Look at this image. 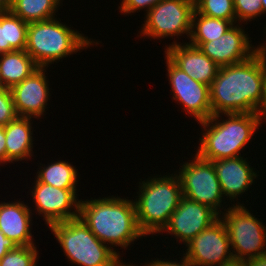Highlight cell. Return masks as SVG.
I'll return each instance as SVG.
<instances>
[{
	"mask_svg": "<svg viewBox=\"0 0 266 266\" xmlns=\"http://www.w3.org/2000/svg\"><path fill=\"white\" fill-rule=\"evenodd\" d=\"M266 67L256 54L240 63L221 66L210 85L212 115L260 113Z\"/></svg>",
	"mask_w": 266,
	"mask_h": 266,
	"instance_id": "1",
	"label": "cell"
},
{
	"mask_svg": "<svg viewBox=\"0 0 266 266\" xmlns=\"http://www.w3.org/2000/svg\"><path fill=\"white\" fill-rule=\"evenodd\" d=\"M79 218L104 244L125 250L135 240L147 237L137 222L134 200L121 197H99L80 201ZM110 244V245H109Z\"/></svg>",
	"mask_w": 266,
	"mask_h": 266,
	"instance_id": "2",
	"label": "cell"
},
{
	"mask_svg": "<svg viewBox=\"0 0 266 266\" xmlns=\"http://www.w3.org/2000/svg\"><path fill=\"white\" fill-rule=\"evenodd\" d=\"M223 115L227 116L226 119L221 118ZM262 121L258 113L212 115L198 123L203 128V134L199 138L196 154L208 161L241 156L240 151L253 139L252 136L262 126Z\"/></svg>",
	"mask_w": 266,
	"mask_h": 266,
	"instance_id": "3",
	"label": "cell"
},
{
	"mask_svg": "<svg viewBox=\"0 0 266 266\" xmlns=\"http://www.w3.org/2000/svg\"><path fill=\"white\" fill-rule=\"evenodd\" d=\"M173 174L154 175L139 182L134 203L138 226L144 235L159 234L183 197L180 180Z\"/></svg>",
	"mask_w": 266,
	"mask_h": 266,
	"instance_id": "4",
	"label": "cell"
},
{
	"mask_svg": "<svg viewBox=\"0 0 266 266\" xmlns=\"http://www.w3.org/2000/svg\"><path fill=\"white\" fill-rule=\"evenodd\" d=\"M84 36L55 17L31 22L27 28L25 51L39 67H49L64 57L99 44V41H91V38Z\"/></svg>",
	"mask_w": 266,
	"mask_h": 266,
	"instance_id": "5",
	"label": "cell"
},
{
	"mask_svg": "<svg viewBox=\"0 0 266 266\" xmlns=\"http://www.w3.org/2000/svg\"><path fill=\"white\" fill-rule=\"evenodd\" d=\"M72 264L80 266H117L120 254L102 243L78 217L48 226Z\"/></svg>",
	"mask_w": 266,
	"mask_h": 266,
	"instance_id": "6",
	"label": "cell"
},
{
	"mask_svg": "<svg viewBox=\"0 0 266 266\" xmlns=\"http://www.w3.org/2000/svg\"><path fill=\"white\" fill-rule=\"evenodd\" d=\"M236 204V205H235ZM220 218L226 225L234 258L248 260L266 253V226L247 207L234 203Z\"/></svg>",
	"mask_w": 266,
	"mask_h": 266,
	"instance_id": "7",
	"label": "cell"
},
{
	"mask_svg": "<svg viewBox=\"0 0 266 266\" xmlns=\"http://www.w3.org/2000/svg\"><path fill=\"white\" fill-rule=\"evenodd\" d=\"M192 159L188 160L189 162H183L178 173L176 170L183 196L205 204L221 215L222 210L227 209H224L222 204L224 196L213 162L202 159L196 153Z\"/></svg>",
	"mask_w": 266,
	"mask_h": 266,
	"instance_id": "8",
	"label": "cell"
},
{
	"mask_svg": "<svg viewBox=\"0 0 266 266\" xmlns=\"http://www.w3.org/2000/svg\"><path fill=\"white\" fill-rule=\"evenodd\" d=\"M195 4L191 0H161L147 13L140 32L144 38L161 39L186 34L190 38Z\"/></svg>",
	"mask_w": 266,
	"mask_h": 266,
	"instance_id": "9",
	"label": "cell"
},
{
	"mask_svg": "<svg viewBox=\"0 0 266 266\" xmlns=\"http://www.w3.org/2000/svg\"><path fill=\"white\" fill-rule=\"evenodd\" d=\"M168 79L173 93V100L178 101L184 111L202 122L212 116L210 86L193 80L188 74L177 67L166 55Z\"/></svg>",
	"mask_w": 266,
	"mask_h": 266,
	"instance_id": "10",
	"label": "cell"
},
{
	"mask_svg": "<svg viewBox=\"0 0 266 266\" xmlns=\"http://www.w3.org/2000/svg\"><path fill=\"white\" fill-rule=\"evenodd\" d=\"M30 195L36 214L44 217L47 226L79 217L80 201L77 189H61L40 182L36 177ZM74 209V210H73Z\"/></svg>",
	"mask_w": 266,
	"mask_h": 266,
	"instance_id": "11",
	"label": "cell"
},
{
	"mask_svg": "<svg viewBox=\"0 0 266 266\" xmlns=\"http://www.w3.org/2000/svg\"><path fill=\"white\" fill-rule=\"evenodd\" d=\"M185 247L184 255L196 266H220L234 258L226 225L220 217Z\"/></svg>",
	"mask_w": 266,
	"mask_h": 266,
	"instance_id": "12",
	"label": "cell"
},
{
	"mask_svg": "<svg viewBox=\"0 0 266 266\" xmlns=\"http://www.w3.org/2000/svg\"><path fill=\"white\" fill-rule=\"evenodd\" d=\"M219 217L220 215L211 207L183 196L160 234L166 231L169 235L175 236L176 242L179 240V244L182 242L186 245Z\"/></svg>",
	"mask_w": 266,
	"mask_h": 266,
	"instance_id": "13",
	"label": "cell"
},
{
	"mask_svg": "<svg viewBox=\"0 0 266 266\" xmlns=\"http://www.w3.org/2000/svg\"><path fill=\"white\" fill-rule=\"evenodd\" d=\"M240 25L235 23L220 38L212 41L188 43L198 47L219 67L240 63L255 54V47L249 41L251 38Z\"/></svg>",
	"mask_w": 266,
	"mask_h": 266,
	"instance_id": "14",
	"label": "cell"
},
{
	"mask_svg": "<svg viewBox=\"0 0 266 266\" xmlns=\"http://www.w3.org/2000/svg\"><path fill=\"white\" fill-rule=\"evenodd\" d=\"M46 69L47 67H39L29 77L10 88L18 116L36 119L44 116L51 96Z\"/></svg>",
	"mask_w": 266,
	"mask_h": 266,
	"instance_id": "15",
	"label": "cell"
},
{
	"mask_svg": "<svg viewBox=\"0 0 266 266\" xmlns=\"http://www.w3.org/2000/svg\"><path fill=\"white\" fill-rule=\"evenodd\" d=\"M180 43V44H179ZM167 47V48H166ZM165 55L193 80L210 86L219 70V66L198 47L173 41L165 45Z\"/></svg>",
	"mask_w": 266,
	"mask_h": 266,
	"instance_id": "16",
	"label": "cell"
},
{
	"mask_svg": "<svg viewBox=\"0 0 266 266\" xmlns=\"http://www.w3.org/2000/svg\"><path fill=\"white\" fill-rule=\"evenodd\" d=\"M216 170L217 178L224 198L231 202L239 200L238 197L248 191L255 179L259 176L247 162V157L237 156L233 158L212 161ZM227 196V197H225ZM233 200V201H232Z\"/></svg>",
	"mask_w": 266,
	"mask_h": 266,
	"instance_id": "17",
	"label": "cell"
},
{
	"mask_svg": "<svg viewBox=\"0 0 266 266\" xmlns=\"http://www.w3.org/2000/svg\"><path fill=\"white\" fill-rule=\"evenodd\" d=\"M31 208L20 202V199L0 203V231L17 246L35 245L31 233L33 225Z\"/></svg>",
	"mask_w": 266,
	"mask_h": 266,
	"instance_id": "18",
	"label": "cell"
},
{
	"mask_svg": "<svg viewBox=\"0 0 266 266\" xmlns=\"http://www.w3.org/2000/svg\"><path fill=\"white\" fill-rule=\"evenodd\" d=\"M32 118L17 116L4 126L6 138V164L29 160L33 156ZM32 130V131H31ZM14 161V162H13Z\"/></svg>",
	"mask_w": 266,
	"mask_h": 266,
	"instance_id": "19",
	"label": "cell"
},
{
	"mask_svg": "<svg viewBox=\"0 0 266 266\" xmlns=\"http://www.w3.org/2000/svg\"><path fill=\"white\" fill-rule=\"evenodd\" d=\"M39 66L25 50L0 54V85L11 88L29 77Z\"/></svg>",
	"mask_w": 266,
	"mask_h": 266,
	"instance_id": "20",
	"label": "cell"
},
{
	"mask_svg": "<svg viewBox=\"0 0 266 266\" xmlns=\"http://www.w3.org/2000/svg\"><path fill=\"white\" fill-rule=\"evenodd\" d=\"M28 24L11 11L0 13V54L26 49Z\"/></svg>",
	"mask_w": 266,
	"mask_h": 266,
	"instance_id": "21",
	"label": "cell"
},
{
	"mask_svg": "<svg viewBox=\"0 0 266 266\" xmlns=\"http://www.w3.org/2000/svg\"><path fill=\"white\" fill-rule=\"evenodd\" d=\"M40 164V170L36 174V178L45 184L61 189H76L78 184V171L76 167L68 161L58 160L50 164Z\"/></svg>",
	"mask_w": 266,
	"mask_h": 266,
	"instance_id": "22",
	"label": "cell"
},
{
	"mask_svg": "<svg viewBox=\"0 0 266 266\" xmlns=\"http://www.w3.org/2000/svg\"><path fill=\"white\" fill-rule=\"evenodd\" d=\"M62 0H12L10 11L27 23L54 18Z\"/></svg>",
	"mask_w": 266,
	"mask_h": 266,
	"instance_id": "23",
	"label": "cell"
},
{
	"mask_svg": "<svg viewBox=\"0 0 266 266\" xmlns=\"http://www.w3.org/2000/svg\"><path fill=\"white\" fill-rule=\"evenodd\" d=\"M236 21L205 16L194 11L189 42H209L220 38Z\"/></svg>",
	"mask_w": 266,
	"mask_h": 266,
	"instance_id": "24",
	"label": "cell"
},
{
	"mask_svg": "<svg viewBox=\"0 0 266 266\" xmlns=\"http://www.w3.org/2000/svg\"><path fill=\"white\" fill-rule=\"evenodd\" d=\"M195 11L208 17L236 21L233 0H197Z\"/></svg>",
	"mask_w": 266,
	"mask_h": 266,
	"instance_id": "25",
	"label": "cell"
},
{
	"mask_svg": "<svg viewBox=\"0 0 266 266\" xmlns=\"http://www.w3.org/2000/svg\"><path fill=\"white\" fill-rule=\"evenodd\" d=\"M38 252L36 245L17 246L0 259V266H37Z\"/></svg>",
	"mask_w": 266,
	"mask_h": 266,
	"instance_id": "26",
	"label": "cell"
},
{
	"mask_svg": "<svg viewBox=\"0 0 266 266\" xmlns=\"http://www.w3.org/2000/svg\"><path fill=\"white\" fill-rule=\"evenodd\" d=\"M236 23L254 21L263 15L261 0H233ZM252 19V20H251Z\"/></svg>",
	"mask_w": 266,
	"mask_h": 266,
	"instance_id": "27",
	"label": "cell"
},
{
	"mask_svg": "<svg viewBox=\"0 0 266 266\" xmlns=\"http://www.w3.org/2000/svg\"><path fill=\"white\" fill-rule=\"evenodd\" d=\"M17 116L10 88L0 86V126H6Z\"/></svg>",
	"mask_w": 266,
	"mask_h": 266,
	"instance_id": "28",
	"label": "cell"
},
{
	"mask_svg": "<svg viewBox=\"0 0 266 266\" xmlns=\"http://www.w3.org/2000/svg\"><path fill=\"white\" fill-rule=\"evenodd\" d=\"M161 0H121L120 5L118 6L120 9V13H123L124 15H128L131 13H137L140 12L142 9H146V13L153 8L158 2Z\"/></svg>",
	"mask_w": 266,
	"mask_h": 266,
	"instance_id": "29",
	"label": "cell"
},
{
	"mask_svg": "<svg viewBox=\"0 0 266 266\" xmlns=\"http://www.w3.org/2000/svg\"><path fill=\"white\" fill-rule=\"evenodd\" d=\"M183 258H181V261L180 262H177V261H171L170 260H166V259H161L159 260L156 258L150 262V263H146L145 262V265L146 266H196L191 260H189L184 254L182 256Z\"/></svg>",
	"mask_w": 266,
	"mask_h": 266,
	"instance_id": "30",
	"label": "cell"
},
{
	"mask_svg": "<svg viewBox=\"0 0 266 266\" xmlns=\"http://www.w3.org/2000/svg\"><path fill=\"white\" fill-rule=\"evenodd\" d=\"M17 247L15 242L11 239H8L1 231H0V259L9 251L13 250Z\"/></svg>",
	"mask_w": 266,
	"mask_h": 266,
	"instance_id": "31",
	"label": "cell"
},
{
	"mask_svg": "<svg viewBox=\"0 0 266 266\" xmlns=\"http://www.w3.org/2000/svg\"><path fill=\"white\" fill-rule=\"evenodd\" d=\"M6 163V138L4 127L0 126V165Z\"/></svg>",
	"mask_w": 266,
	"mask_h": 266,
	"instance_id": "32",
	"label": "cell"
},
{
	"mask_svg": "<svg viewBox=\"0 0 266 266\" xmlns=\"http://www.w3.org/2000/svg\"><path fill=\"white\" fill-rule=\"evenodd\" d=\"M247 266H266V253L246 260Z\"/></svg>",
	"mask_w": 266,
	"mask_h": 266,
	"instance_id": "33",
	"label": "cell"
},
{
	"mask_svg": "<svg viewBox=\"0 0 266 266\" xmlns=\"http://www.w3.org/2000/svg\"><path fill=\"white\" fill-rule=\"evenodd\" d=\"M265 30H266V26H265ZM255 54L257 55L259 60L262 62V64L266 67V41L263 44L255 46Z\"/></svg>",
	"mask_w": 266,
	"mask_h": 266,
	"instance_id": "34",
	"label": "cell"
},
{
	"mask_svg": "<svg viewBox=\"0 0 266 266\" xmlns=\"http://www.w3.org/2000/svg\"><path fill=\"white\" fill-rule=\"evenodd\" d=\"M260 116L262 119L266 120V79L263 86V94L261 99V106H260ZM266 122V121H263Z\"/></svg>",
	"mask_w": 266,
	"mask_h": 266,
	"instance_id": "35",
	"label": "cell"
},
{
	"mask_svg": "<svg viewBox=\"0 0 266 266\" xmlns=\"http://www.w3.org/2000/svg\"><path fill=\"white\" fill-rule=\"evenodd\" d=\"M220 266H247V264L246 260L232 258L231 260L224 262Z\"/></svg>",
	"mask_w": 266,
	"mask_h": 266,
	"instance_id": "36",
	"label": "cell"
},
{
	"mask_svg": "<svg viewBox=\"0 0 266 266\" xmlns=\"http://www.w3.org/2000/svg\"><path fill=\"white\" fill-rule=\"evenodd\" d=\"M12 0H0V13L10 11Z\"/></svg>",
	"mask_w": 266,
	"mask_h": 266,
	"instance_id": "37",
	"label": "cell"
},
{
	"mask_svg": "<svg viewBox=\"0 0 266 266\" xmlns=\"http://www.w3.org/2000/svg\"><path fill=\"white\" fill-rule=\"evenodd\" d=\"M117 266H137V265H136V264L133 265V263L130 265V264L125 263V262H123V261L121 260V262H120ZM144 266H146V265L144 264Z\"/></svg>",
	"mask_w": 266,
	"mask_h": 266,
	"instance_id": "38",
	"label": "cell"
},
{
	"mask_svg": "<svg viewBox=\"0 0 266 266\" xmlns=\"http://www.w3.org/2000/svg\"><path fill=\"white\" fill-rule=\"evenodd\" d=\"M262 8H263V14L266 13V0H261Z\"/></svg>",
	"mask_w": 266,
	"mask_h": 266,
	"instance_id": "39",
	"label": "cell"
}]
</instances>
